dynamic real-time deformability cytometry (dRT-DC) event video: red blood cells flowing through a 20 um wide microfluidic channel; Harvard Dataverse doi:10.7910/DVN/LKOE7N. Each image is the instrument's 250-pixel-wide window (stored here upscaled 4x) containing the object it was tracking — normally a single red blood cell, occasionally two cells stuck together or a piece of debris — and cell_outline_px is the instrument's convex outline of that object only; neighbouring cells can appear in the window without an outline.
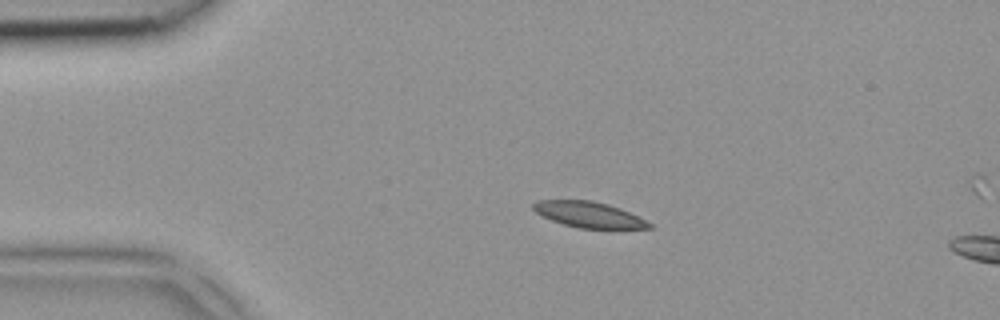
{"species": "common noctule bat (a hibernating species)", "species_latin": "Nyctalus noctula", "temperature_condition": "room temperature", "stored_images_in_passage": 2, "camera_frame_rate_fps": 3000, "um_per_image_px": 0.085, "animal": {"sex": "female", "body_mass_g": 18.4}, "frame": {"image": 1, "passage_image": 1, "time_ms": 0.0, "image_size_px": [1000, 320], "cell_outline_px": [[652, 228], [576, 228], [552, 220], [536, 212], [532, 208], [532, 204], [536, 200], [592, 200], [608, 204], [620, 208], [652, 224]], "centroid_in_image_um": [50.01, 18.23], "position_along_channel_um": 35.0, "area_um2": 17.17}}